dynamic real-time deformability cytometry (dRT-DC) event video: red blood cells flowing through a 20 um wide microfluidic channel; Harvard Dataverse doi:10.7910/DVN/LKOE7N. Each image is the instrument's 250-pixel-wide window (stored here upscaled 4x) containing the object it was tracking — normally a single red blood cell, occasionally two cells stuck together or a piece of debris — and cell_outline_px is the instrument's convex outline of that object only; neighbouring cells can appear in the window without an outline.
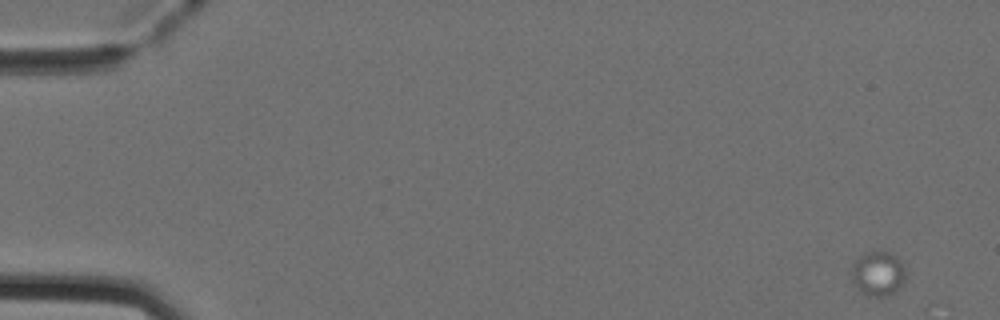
{"species": "Egyptian fruit bat (a non-hibernating species)", "species_latin": "Rousettus aegyptiacus", "temperature_condition": "cold", "stored_images_in_passage": 17, "camera_frame_rate_fps": 3000, "um_per_image_px": 0.085, "animal": {"sex": "female"}, "frame": {"image": 1, "passage_image": 1, "time_ms": 0.0, "image_size_px": [1000, 320], "cell_outline_px": [[904, 280], [892, 292], [884, 296], [868, 296], [852, 280], [852, 264], [864, 252], [872, 248], [888, 252], [896, 256], [900, 260], [904, 268]], "centroid_in_image_um": [74.61, 23.17], "position_along_channel_um": 10.4, "area_um2": 13.81}}
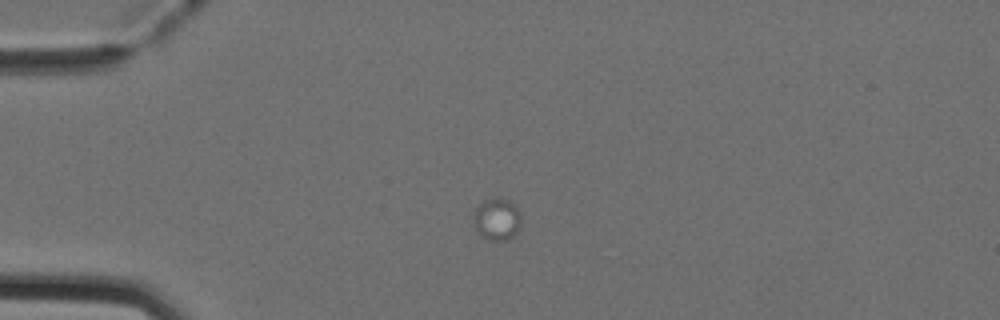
{"frame": {"image": 2, "passage_image": 12, "time_ms": 3.667, "image_size_px": [1000, 320], "cell_outline_px": [[520, 228], [508, 240], [488, 240], [480, 236], [472, 224], [472, 216], [476, 208], [484, 200], [496, 196], [508, 200], [520, 212]], "centroid_in_image_um": [42.19, 18.64], "position_along_channel_um": 42.8, "area_um2": 11.91}}